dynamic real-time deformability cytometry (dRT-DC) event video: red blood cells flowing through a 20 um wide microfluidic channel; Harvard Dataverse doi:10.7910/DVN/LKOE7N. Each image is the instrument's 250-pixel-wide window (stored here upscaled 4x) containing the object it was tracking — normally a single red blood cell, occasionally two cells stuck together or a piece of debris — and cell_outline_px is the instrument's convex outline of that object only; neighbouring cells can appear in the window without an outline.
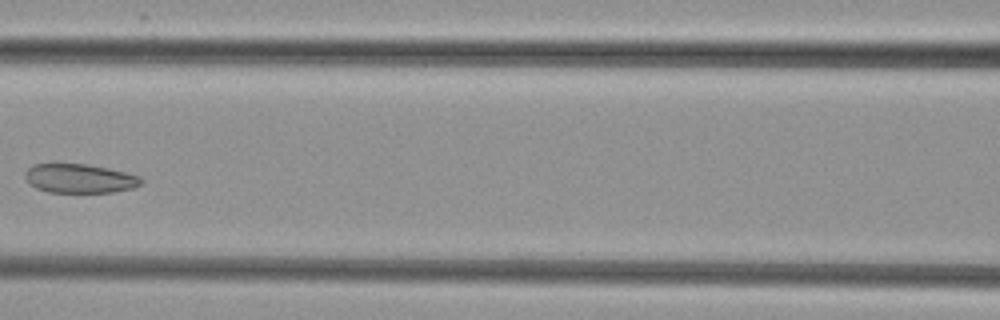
{"species": "common noctule bat (a hibernating species)", "species_latin": "Nyctalus noctula", "temperature_condition": "cold", "stored_images_in_passage": 5, "camera_frame_rate_fps": 3000, "um_per_image_px": 0.085, "animal": {"sex": "female", "body_mass_g": 29.2, "forearm_length_mm": 56.3}, "frame": {"image": 1, "passage_image": 5, "time_ms": 4.667, "image_size_px": [1000, 320], "cell_outline_px": [[144, 180], [140, 184], [132, 188], [112, 192], [48, 192], [36, 188], [28, 184], [24, 176], [24, 172], [32, 164], [56, 160], [88, 164], [108, 168], [140, 176]], "centroid_in_image_um": [6.66, 15.11], "position_along_channel_um": 159.9, "area_um2": 20.52}}